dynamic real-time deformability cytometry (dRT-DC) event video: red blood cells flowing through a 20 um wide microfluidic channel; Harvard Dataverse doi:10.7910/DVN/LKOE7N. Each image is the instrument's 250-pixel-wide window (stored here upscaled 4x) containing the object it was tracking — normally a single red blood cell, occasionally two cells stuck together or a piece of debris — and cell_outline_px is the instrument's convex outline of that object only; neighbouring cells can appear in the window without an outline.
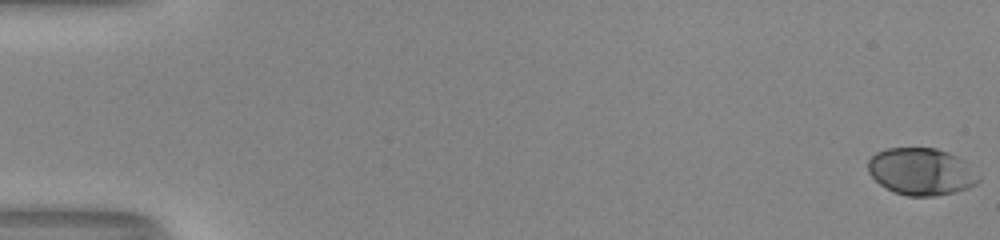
{"species": "human", "species_latin": "Homo sapiens", "temperature_condition": "room temperature", "stored_images_in_passage": 54, "camera_frame_rate_fps": 3000, "um_per_image_px": 0.085, "donor": {"sex": "male"}, "frame": {"image": 1, "passage_image": 1, "time_ms": 0.0, "image_size_px": [1000, 240], "cell_outline_px": [[980, 180], [976, 184], [968, 188], [956, 192], [936, 196], [908, 196], [892, 192], [880, 184], [868, 172], [868, 160], [876, 152], [884, 148], [936, 148], [948, 152], [964, 160], [980, 176]], "centroid_in_image_um": [78.31, 14.59], "position_along_channel_um": 6.7, "area_um2": 30.58}}
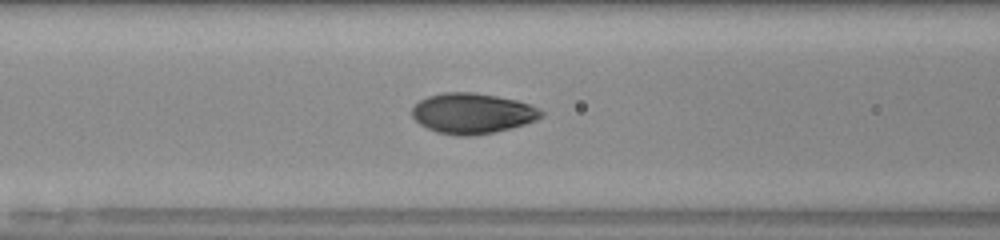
{"frame": {"image": 2, "passage_image": 24, "time_ms": 7.667, "image_size_px": [1000, 240], "cell_outline_px": [[544, 116], [536, 120], [524, 124], [496, 132], [472, 136], [456, 136], [436, 132], [420, 124], [412, 116], [412, 108], [420, 100], [428, 96], [444, 92], [472, 92], [496, 96], [516, 100], [532, 104], [544, 112]], "centroid_in_image_um": [40.17, 9.64], "position_along_channel_um": 126.4, "area_um2": 30.58}}
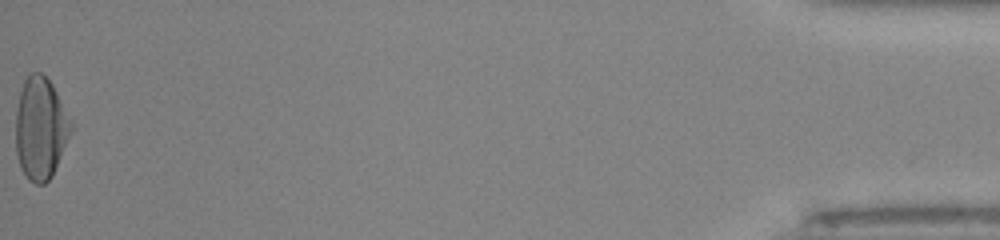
{"frame": {"image": 3, "passage_image": 54, "time_ms": 17.667, "image_size_px": [1000, 240], "cell_outline_px": [[72, 128], [52, 176], [44, 184], [36, 184], [28, 180], [20, 168], [16, 152], [16, 112], [20, 92], [24, 80], [28, 72], [40, 72], [52, 84], [72, 120]], "centroid_in_image_um": [3.43, 10.9], "position_along_channel_um": 431.8, "area_um2": 32.83}, "authors_computed_cell_mechanics": {"area_um2": 30.3161, "velocity_mm_per_s": 4.0445, "shape_relaxation_time_tau1_ms": 3.618, "shape_relaxation_time_tau2_ms": null, "deformation_change_tau1": 0.1752, "deformation_change_tau2": null}}